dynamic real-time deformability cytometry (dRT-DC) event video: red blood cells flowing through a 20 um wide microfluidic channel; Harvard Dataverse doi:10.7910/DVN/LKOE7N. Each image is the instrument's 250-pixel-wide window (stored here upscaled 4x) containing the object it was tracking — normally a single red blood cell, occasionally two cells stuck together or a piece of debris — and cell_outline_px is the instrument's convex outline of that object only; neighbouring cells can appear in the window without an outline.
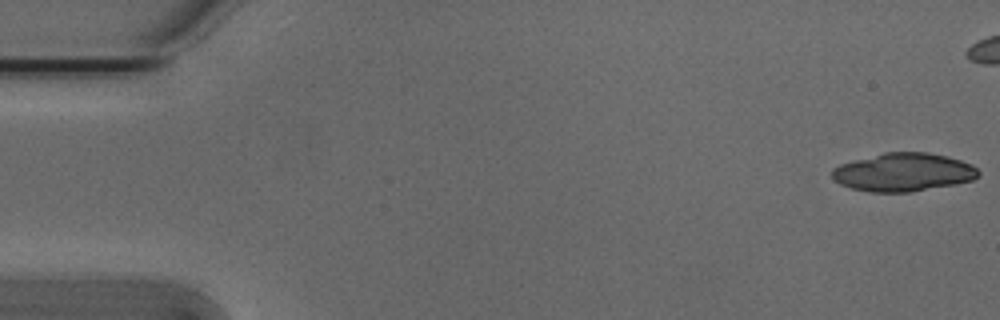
{"species": "Egyptian fruit bat (a non-hibernating species)", "species_latin": "Rousettus aegyptiacus", "temperature_condition": "cold", "stored_images_in_passage": 15, "camera_frame_rate_fps": 3000, "um_per_image_px": 0.085, "animal": {"sex": "male"}, "frame": {"image": 1, "passage_image": 1, "time_ms": 0.0, "image_size_px": [1000, 320], "cell_outline_px": [[980, 176], [972, 180], [952, 184], [908, 192], [872, 192], [852, 188], [840, 184], [832, 176], [832, 168], [840, 164], [884, 152], [928, 152], [948, 156], [972, 164], [980, 172]], "centroid_in_image_um": [76.79, 14.62], "position_along_channel_um": 8.2, "area_um2": 32.43}}